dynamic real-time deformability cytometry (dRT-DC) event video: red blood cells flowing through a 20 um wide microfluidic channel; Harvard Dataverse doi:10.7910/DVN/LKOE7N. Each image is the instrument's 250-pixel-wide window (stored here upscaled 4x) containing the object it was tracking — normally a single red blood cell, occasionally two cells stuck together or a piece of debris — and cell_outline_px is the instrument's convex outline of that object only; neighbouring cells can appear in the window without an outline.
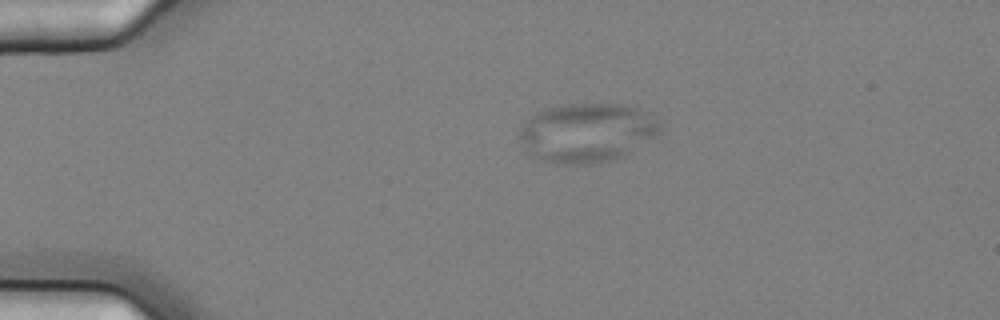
{"species": "common noctule bat (a hibernating species)", "species_latin": "Nyctalus noctula", "temperature_condition": "cold", "stored_images_in_passage": 5, "camera_frame_rate_fps": 3000, "um_per_image_px": 0.085, "animal": {"sex": "female", "body_mass_g": 25.1}, "frame": {"image": 1, "passage_image": 1, "time_ms": 0.0, "image_size_px": [1000, 320], "cell_outline_px": [[660, 136], [624, 156], [608, 160], [588, 164], [552, 164], [540, 160], [532, 156], [520, 140], [520, 128], [524, 120], [536, 112], [544, 108], [568, 104], [620, 104], [636, 108], [660, 124]], "centroid_in_image_um": [49.86, 11.29], "position_along_channel_um": 35.1, "area_um2": 48.49}}
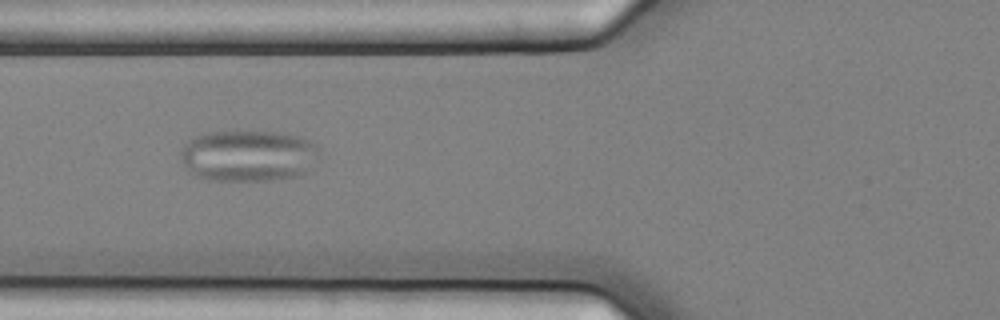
{"frame": {"image": 2, "passage_image": 4, "time_ms": 1.0, "image_size_px": [1000, 320], "cell_outline_px": [[320, 160], [300, 176], [272, 180], [208, 180], [192, 176], [188, 172], [180, 156], [180, 148], [188, 140], [196, 136], [208, 132], [236, 128], [276, 132], [296, 136], [308, 140], [316, 144], [320, 152]], "centroid_in_image_um": [21.09, 13.21], "position_along_channel_um": 104.7, "area_um2": 43.0}}
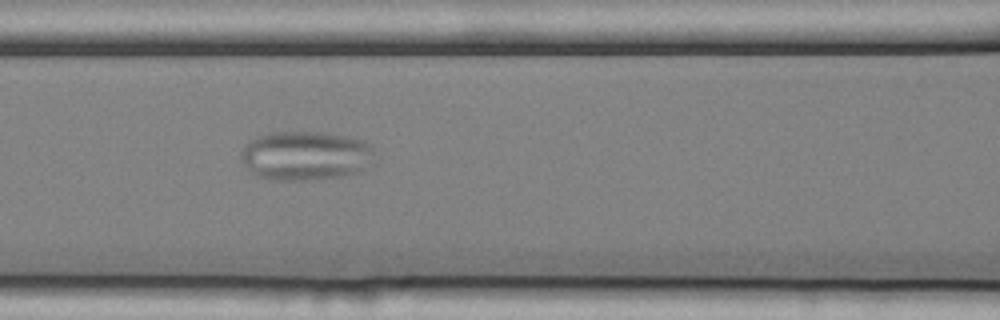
{"frame": {"image": 3, "passage_image": 5, "time_ms": 1.333, "image_size_px": [1000, 320], "cell_outline_px": [[372, 152], [360, 172], [344, 176], [316, 180], [272, 180], [260, 176], [248, 168], [244, 164], [240, 156], [240, 152], [252, 140], [260, 136], [272, 132], [324, 132], [364, 140], [372, 144]], "centroid_in_image_um": [25.96, 13.23], "position_along_channel_um": 140.6, "area_um2": 37.8}}